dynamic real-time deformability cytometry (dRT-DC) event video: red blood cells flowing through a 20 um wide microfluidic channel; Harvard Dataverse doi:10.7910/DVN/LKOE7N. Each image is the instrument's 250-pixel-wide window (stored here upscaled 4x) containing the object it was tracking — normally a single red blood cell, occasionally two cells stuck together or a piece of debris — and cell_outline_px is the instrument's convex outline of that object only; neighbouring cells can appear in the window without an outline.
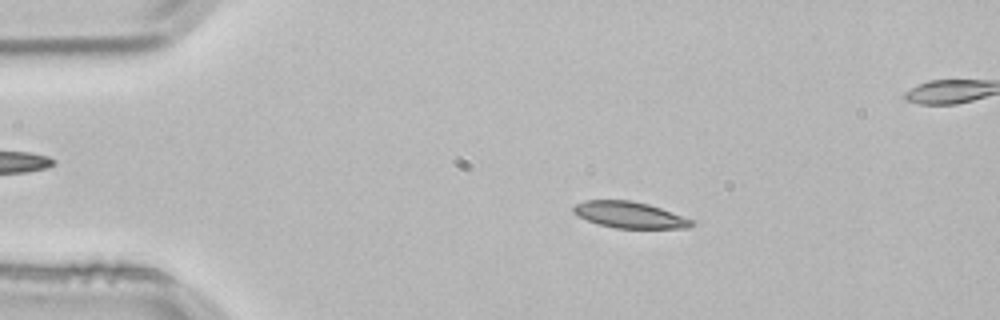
{"species": "common noctule bat (a hibernating species)", "species_latin": "Nyctalus noctula", "temperature_condition": "room temperature", "stored_images_in_passage": 4, "camera_frame_rate_fps": 3000, "um_per_image_px": 0.085, "animal": {"sex": "male", "body_mass_g": 21.5, "forearm_length_mm": 52.0}, "frame": {"image": 1, "passage_image": 2, "time_ms": 0.333, "image_size_px": [1000, 320], "cell_outline_px": [[692, 224], [688, 228], [616, 228], [600, 224], [576, 216], [572, 212], [572, 208], [576, 204], [584, 200], [632, 200], [648, 204], [660, 208], [692, 220]], "centroid_in_image_um": [53.45, 18.25], "position_along_channel_um": 31.6, "area_um2": 17.92}}